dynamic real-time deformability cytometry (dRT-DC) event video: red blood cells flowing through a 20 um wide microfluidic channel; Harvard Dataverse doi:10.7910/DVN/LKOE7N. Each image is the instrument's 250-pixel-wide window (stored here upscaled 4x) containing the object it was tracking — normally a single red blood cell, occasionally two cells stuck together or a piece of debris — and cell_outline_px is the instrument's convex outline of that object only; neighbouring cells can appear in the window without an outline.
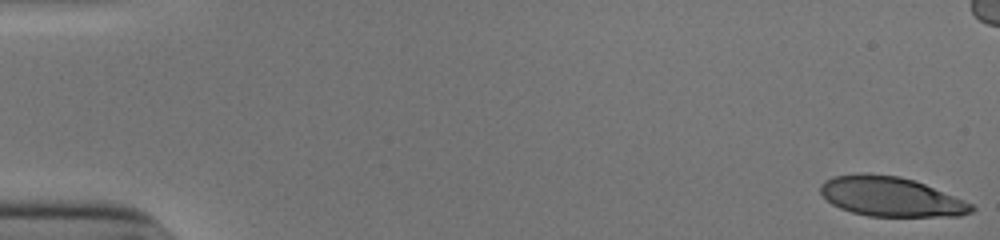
{"species": "human", "species_latin": "Homo sapiens", "temperature_condition": "cold", "stored_images_in_passage": 53, "camera_frame_rate_fps": 3000, "um_per_image_px": 0.085, "donor": {"sex": "male"}, "frame": {"image": 1, "passage_image": 1, "time_ms": 0.0, "image_size_px": [1000, 240], "cell_outline_px": [[976, 208], [972, 212], [960, 216], [868, 216], [852, 212], [840, 208], [832, 204], [820, 192], [820, 184], [824, 180], [832, 176], [860, 172], [868, 172], [900, 176], [924, 184], [972, 204]], "centroid_in_image_um": [75.67, 16.7], "position_along_channel_um": 9.3, "area_um2": 34.85}}
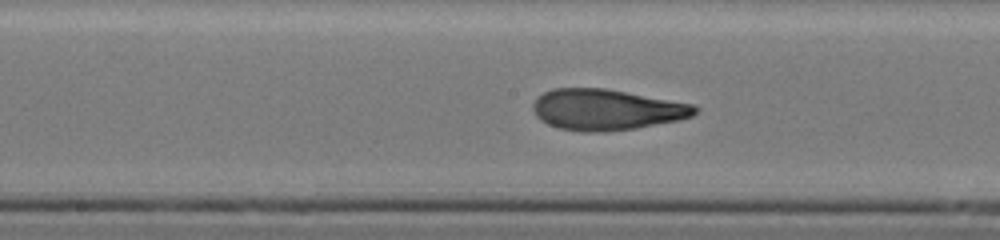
{"frame": {"image": 2, "passage_image": 28, "time_ms": 9.0, "image_size_px": [1000, 240], "cell_outline_px": [[700, 108], [692, 116], [680, 120], [636, 128], [604, 132], [584, 132], [560, 128], [548, 124], [540, 120], [536, 116], [532, 108], [532, 104], [536, 96], [552, 88], [604, 88], [692, 104]], "centroid_in_image_um": [51.51, 9.32], "position_along_channel_um": 196.7, "area_um2": 38.67}}
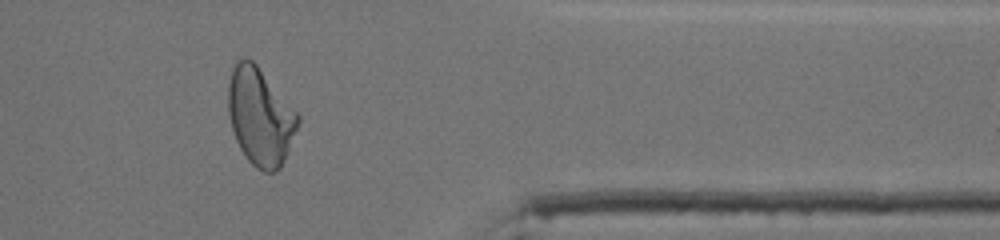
{"frame": {"image": 3, "passage_image": 44, "time_ms": 14.333, "image_size_px": [1000, 240], "cell_outline_px": [[300, 120], [284, 160], [280, 168], [276, 172], [264, 172], [256, 168], [248, 160], [240, 148], [236, 140], [228, 116], [228, 84], [232, 68], [244, 56], [248, 56], [256, 64], [300, 116]], "centroid_in_image_um": [22.1, 9.92], "position_along_channel_um": 389.3, "area_um2": 39.25}, "authors_computed_cell_mechanics": {"area_um2": 38.3792, "velocity_mm_per_s": 3.8921, "shape_relaxation_time_tau1_ms": 7.1336, "shape_relaxation_time_tau2_ms": 1.5941, "deformation_change_tau1": 0.292, "deformation_change_tau2": 0.096}}